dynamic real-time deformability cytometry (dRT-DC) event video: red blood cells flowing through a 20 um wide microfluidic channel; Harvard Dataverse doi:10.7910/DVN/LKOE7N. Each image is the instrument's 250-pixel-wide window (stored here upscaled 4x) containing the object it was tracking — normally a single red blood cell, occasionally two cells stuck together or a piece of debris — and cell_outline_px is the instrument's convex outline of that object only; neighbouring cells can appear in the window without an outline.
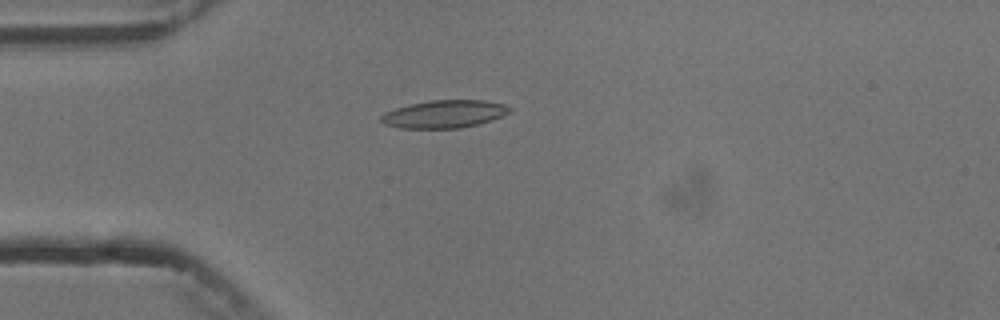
{"species": "common noctule bat (a hibernating species)", "species_latin": "Nyctalus noctula", "temperature_condition": "cold", "stored_images_in_passage": 4, "camera_frame_rate_fps": 3000, "um_per_image_px": 0.085, "animal": {"sex": "male", "body_mass_g": 13.3}, "frame": {"image": 1, "passage_image": 4, "time_ms": 4.333, "image_size_px": [1000, 320], "cell_outline_px": [[512, 108], [508, 112], [492, 120], [480, 124], [460, 128], [400, 128], [384, 124], [380, 120], [380, 116], [384, 112], [408, 104], [428, 100], [484, 100], [504, 104]], "centroid_in_image_um": [37.73, 9.69], "position_along_channel_um": 47.3, "area_um2": 20.87}}